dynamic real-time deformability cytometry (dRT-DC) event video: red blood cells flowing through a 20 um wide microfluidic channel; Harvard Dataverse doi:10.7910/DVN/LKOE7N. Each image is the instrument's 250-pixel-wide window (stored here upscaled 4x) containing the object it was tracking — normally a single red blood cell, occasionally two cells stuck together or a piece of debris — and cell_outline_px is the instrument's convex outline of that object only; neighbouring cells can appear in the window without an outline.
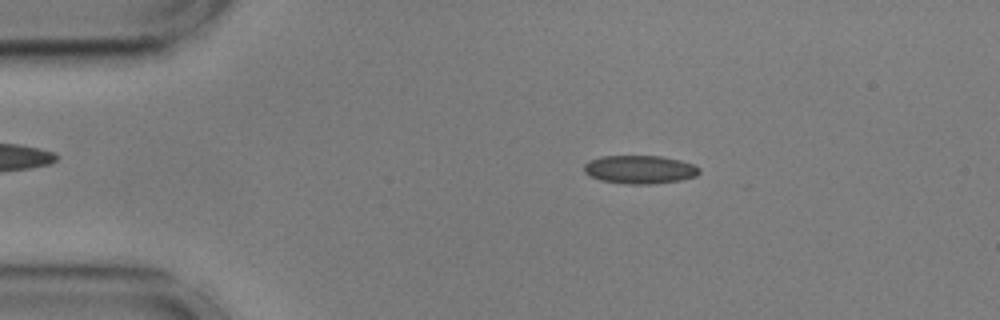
{"species": "common noctule bat (a hibernating species)", "species_latin": "Nyctalus noctula", "temperature_condition": "cold", "stored_images_in_passage": 52, "camera_frame_rate_fps": 3000, "um_per_image_px": 0.085, "animal": {"sex": "male", "body_mass_g": 17.9, "forearm_length_mm": 54.2}, "frame": {"image": 1, "passage_image": 9, "time_ms": 2.667, "image_size_px": [1000, 320], "cell_outline_px": [[700, 172], [696, 176], [680, 180], [652, 184], [628, 184], [600, 180], [588, 176], [584, 172], [584, 164], [588, 160], [600, 156], [660, 156], [680, 160], [692, 164], [700, 168]], "centroid_in_image_um": [54.34, 14.41], "position_along_channel_um": 30.7, "area_um2": 19.13}}
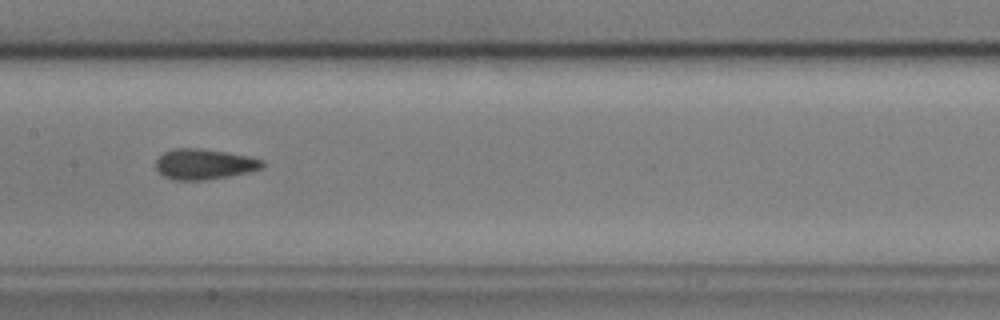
{"frame": {"image": 2, "passage_image": 26, "time_ms": 8.333, "image_size_px": [1000, 320], "cell_outline_px": [[264, 164], [260, 168], [248, 172], [228, 176], [204, 180], [172, 180], [164, 176], [156, 168], [156, 160], [164, 152], [176, 148], [200, 148], [228, 152], [248, 156], [264, 160]], "centroid_in_image_um": [17.35, 13.95], "position_along_channel_um": 190.1, "area_um2": 18.84}}
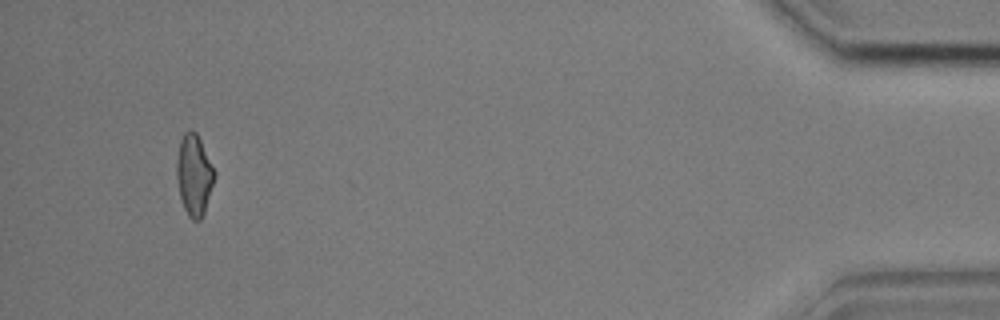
{"frame": {"image": 3, "passage_image": 51, "time_ms": 16.667, "image_size_px": [1000, 320], "cell_outline_px": [[216, 176], [204, 212], [200, 220], [192, 220], [188, 216], [184, 208], [180, 196], [176, 180], [176, 160], [180, 140], [184, 132], [188, 128], [192, 128], [196, 132], [216, 172]], "centroid_in_image_um": [16.48, 14.84], "position_along_channel_um": 418.7, "area_um2": 18.03}}